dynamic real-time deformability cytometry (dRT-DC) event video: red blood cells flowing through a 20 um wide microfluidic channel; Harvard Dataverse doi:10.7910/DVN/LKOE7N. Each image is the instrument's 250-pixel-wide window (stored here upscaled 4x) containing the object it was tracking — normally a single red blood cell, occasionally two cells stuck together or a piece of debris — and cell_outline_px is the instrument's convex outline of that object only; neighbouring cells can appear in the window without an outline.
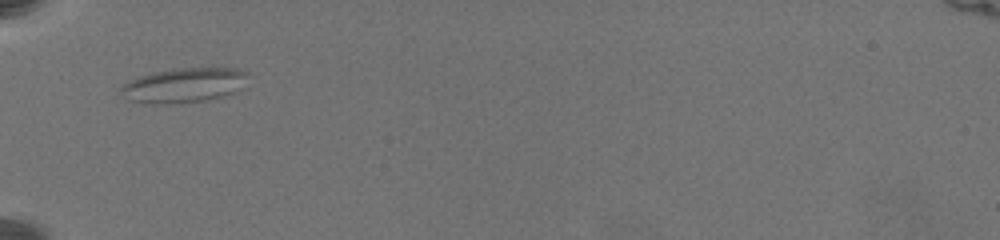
{"species": "common noctule bat (a hibernating species)", "species_latin": "Nyctalus noctula", "temperature_condition": "warm", "stored_images_in_passage": 8, "camera_frame_rate_fps": 3000, "um_per_image_px": 0.085, "animal": {"sex": "female", "body_mass_g": 19.5, "forearm_length_mm": 54.1}, "frame": {"image": 1, "passage_image": 1, "time_ms": 0.0, "image_size_px": [1000, 240], "cell_outline_px": [[248, 72], [232, 92], [220, 96], [200, 100], [164, 104], [152, 104], [132, 100], [120, 88], [128, 80], [152, 72], [172, 68], [236, 68]], "centroid_in_image_um": [15.55, 7.21], "position_along_channel_um": 69.5, "area_um2": 24.57}}